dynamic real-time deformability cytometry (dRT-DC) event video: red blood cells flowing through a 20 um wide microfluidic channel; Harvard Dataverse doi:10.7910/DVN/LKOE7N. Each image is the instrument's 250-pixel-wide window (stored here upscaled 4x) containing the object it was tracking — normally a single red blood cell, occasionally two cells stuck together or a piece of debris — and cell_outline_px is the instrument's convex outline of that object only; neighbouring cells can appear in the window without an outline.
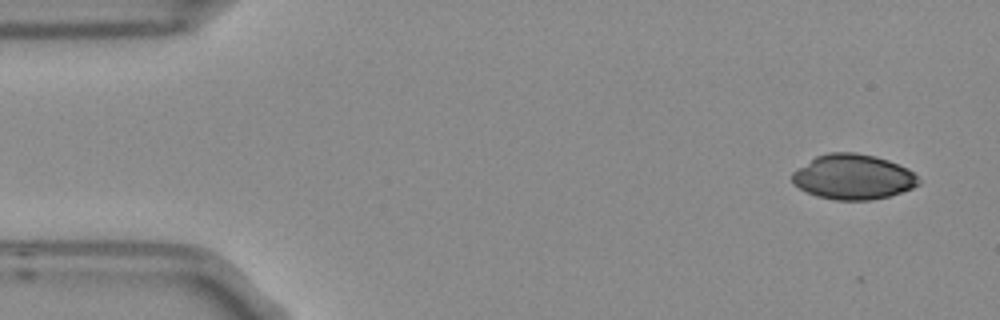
{"species": "Egyptian fruit bat (a non-hibernating species)", "species_latin": "Rousettus aegyptiacus", "temperature_condition": "room temperature", "stored_images_in_passage": 8, "camera_frame_rate_fps": 3000, "um_per_image_px": 0.085, "frame": {"image": 1, "passage_image": 1, "time_ms": 0.0, "image_size_px": [1000, 320], "cell_outline_px": [[920, 184], [912, 188], [888, 196], [872, 200], [836, 200], [816, 196], [792, 184], [792, 172], [816, 156], [828, 152], [856, 152], [876, 156], [888, 160], [908, 168], [920, 180]], "centroid_in_image_um": [72.51, 15.03], "position_along_channel_um": 12.5, "area_um2": 33.23}}